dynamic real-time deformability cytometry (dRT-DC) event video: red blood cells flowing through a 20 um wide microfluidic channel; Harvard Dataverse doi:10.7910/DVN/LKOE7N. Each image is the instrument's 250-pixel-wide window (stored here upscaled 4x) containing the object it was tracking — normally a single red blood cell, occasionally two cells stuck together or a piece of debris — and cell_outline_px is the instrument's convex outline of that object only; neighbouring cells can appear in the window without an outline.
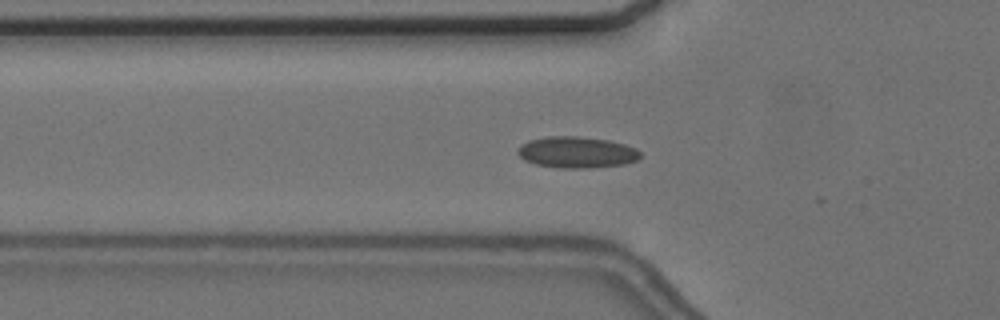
{"species": "common noctule bat (a hibernating species)", "species_latin": "Nyctalus noctula", "temperature_condition": "cold", "stored_images_in_passage": 8, "camera_frame_rate_fps": 3000, "um_per_image_px": 0.085, "animal": {"sex": "female", "body_mass_g": 24.6, "forearm_length_mm": 56.2}, "frame": {"image": 1, "passage_image": 3, "time_ms": 0.667, "image_size_px": [1000, 320], "cell_outline_px": [[640, 156], [636, 160], [624, 164], [588, 168], [560, 168], [536, 164], [524, 160], [516, 152], [528, 140], [548, 136], [576, 136], [608, 140], [624, 144], [636, 148], [640, 152]], "centroid_in_image_um": [49.02, 12.94], "position_along_channel_um": 76.8, "area_um2": 22.2}}
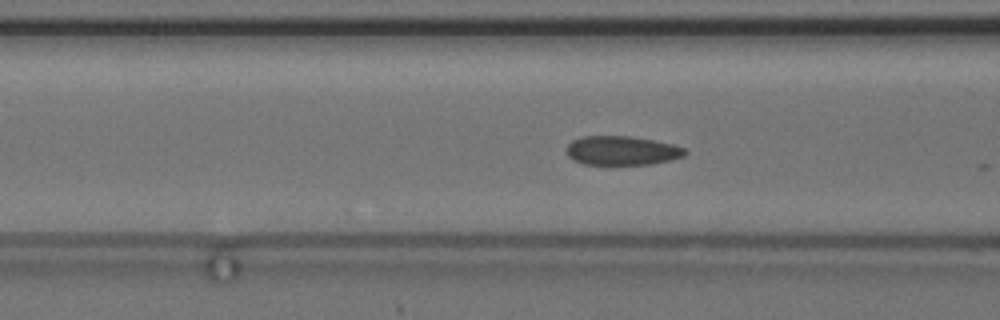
{"frame": {"image": 2, "passage_image": 6, "time_ms": 1.667, "image_size_px": [1000, 320], "cell_outline_px": [[688, 152], [684, 156], [652, 164], [608, 168], [584, 164], [572, 160], [568, 156], [568, 144], [572, 140], [584, 136], [632, 136], [672, 144], [684, 148]], "centroid_in_image_um": [52.83, 12.85], "position_along_channel_um": 113.8, "area_um2": 20.92}}